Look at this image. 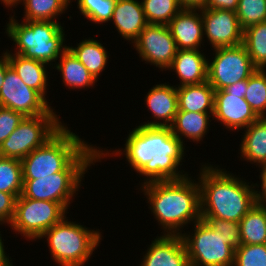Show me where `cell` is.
Masks as SVG:
<instances>
[{"label":"cell","instance_id":"2e32d148","mask_svg":"<svg viewBox=\"0 0 266 266\" xmlns=\"http://www.w3.org/2000/svg\"><path fill=\"white\" fill-rule=\"evenodd\" d=\"M153 239L138 266H190L181 235L157 234Z\"/></svg>","mask_w":266,"mask_h":266},{"label":"cell","instance_id":"484cf974","mask_svg":"<svg viewBox=\"0 0 266 266\" xmlns=\"http://www.w3.org/2000/svg\"><path fill=\"white\" fill-rule=\"evenodd\" d=\"M68 49L98 81L101 73L108 67L109 56L111 57V54L103 46L102 42L92 37H88V39L83 38L76 46H72L71 43Z\"/></svg>","mask_w":266,"mask_h":266},{"label":"cell","instance_id":"1f68e13d","mask_svg":"<svg viewBox=\"0 0 266 266\" xmlns=\"http://www.w3.org/2000/svg\"><path fill=\"white\" fill-rule=\"evenodd\" d=\"M72 2H76L83 19L104 26L111 21L117 0H71Z\"/></svg>","mask_w":266,"mask_h":266},{"label":"cell","instance_id":"cb8c5ba5","mask_svg":"<svg viewBox=\"0 0 266 266\" xmlns=\"http://www.w3.org/2000/svg\"><path fill=\"white\" fill-rule=\"evenodd\" d=\"M58 61L54 64L52 70L55 69V71L61 72L60 77L64 87L75 91L86 90L90 87L95 88L94 86L98 81L68 48L61 54Z\"/></svg>","mask_w":266,"mask_h":266},{"label":"cell","instance_id":"f35d334b","mask_svg":"<svg viewBox=\"0 0 266 266\" xmlns=\"http://www.w3.org/2000/svg\"><path fill=\"white\" fill-rule=\"evenodd\" d=\"M260 175L258 176L260 179V184L255 183L254 186V194H255V202L256 204L266 206V165L258 167ZM261 187V189H258ZM257 188V189H256Z\"/></svg>","mask_w":266,"mask_h":266},{"label":"cell","instance_id":"f6af8a7d","mask_svg":"<svg viewBox=\"0 0 266 266\" xmlns=\"http://www.w3.org/2000/svg\"><path fill=\"white\" fill-rule=\"evenodd\" d=\"M0 4H3L5 6V8L7 7V9L10 11H13V8L16 7L18 0H0Z\"/></svg>","mask_w":266,"mask_h":266},{"label":"cell","instance_id":"83f0119b","mask_svg":"<svg viewBox=\"0 0 266 266\" xmlns=\"http://www.w3.org/2000/svg\"><path fill=\"white\" fill-rule=\"evenodd\" d=\"M241 244H266V206L255 204L239 222Z\"/></svg>","mask_w":266,"mask_h":266},{"label":"cell","instance_id":"5bb4252c","mask_svg":"<svg viewBox=\"0 0 266 266\" xmlns=\"http://www.w3.org/2000/svg\"><path fill=\"white\" fill-rule=\"evenodd\" d=\"M201 16L204 25V42H207L211 49L243 44L244 30L235 11L202 8Z\"/></svg>","mask_w":266,"mask_h":266},{"label":"cell","instance_id":"60d3db41","mask_svg":"<svg viewBox=\"0 0 266 266\" xmlns=\"http://www.w3.org/2000/svg\"><path fill=\"white\" fill-rule=\"evenodd\" d=\"M1 225V224H0ZM4 239H2V234L0 231V266H15L13 265L14 260H12L10 254L5 251V246H4Z\"/></svg>","mask_w":266,"mask_h":266},{"label":"cell","instance_id":"d6986e66","mask_svg":"<svg viewBox=\"0 0 266 266\" xmlns=\"http://www.w3.org/2000/svg\"><path fill=\"white\" fill-rule=\"evenodd\" d=\"M118 34L127 40L131 47L142 30L148 25L142 3L139 0H117L111 21Z\"/></svg>","mask_w":266,"mask_h":266},{"label":"cell","instance_id":"8992f818","mask_svg":"<svg viewBox=\"0 0 266 266\" xmlns=\"http://www.w3.org/2000/svg\"><path fill=\"white\" fill-rule=\"evenodd\" d=\"M67 215L38 239H46L51 259L59 266H84L100 246L102 232L69 221ZM82 224V225H81ZM94 252V253H93Z\"/></svg>","mask_w":266,"mask_h":266},{"label":"cell","instance_id":"7c38bea8","mask_svg":"<svg viewBox=\"0 0 266 266\" xmlns=\"http://www.w3.org/2000/svg\"><path fill=\"white\" fill-rule=\"evenodd\" d=\"M39 92L28 87L10 66L0 89V106L22 113L25 117L42 114H57Z\"/></svg>","mask_w":266,"mask_h":266},{"label":"cell","instance_id":"603a6c76","mask_svg":"<svg viewBox=\"0 0 266 266\" xmlns=\"http://www.w3.org/2000/svg\"><path fill=\"white\" fill-rule=\"evenodd\" d=\"M213 113L188 112L178 110L173 124L172 133L184 144V140L202 144L204 137L209 133ZM186 138V139H185ZM192 140V141H191Z\"/></svg>","mask_w":266,"mask_h":266},{"label":"cell","instance_id":"ab89813d","mask_svg":"<svg viewBox=\"0 0 266 266\" xmlns=\"http://www.w3.org/2000/svg\"><path fill=\"white\" fill-rule=\"evenodd\" d=\"M239 0H207V9H222L236 11Z\"/></svg>","mask_w":266,"mask_h":266},{"label":"cell","instance_id":"7402d4cb","mask_svg":"<svg viewBox=\"0 0 266 266\" xmlns=\"http://www.w3.org/2000/svg\"><path fill=\"white\" fill-rule=\"evenodd\" d=\"M239 144L241 161L254 164L257 168L266 165V117H260L244 128Z\"/></svg>","mask_w":266,"mask_h":266},{"label":"cell","instance_id":"ee69618b","mask_svg":"<svg viewBox=\"0 0 266 266\" xmlns=\"http://www.w3.org/2000/svg\"><path fill=\"white\" fill-rule=\"evenodd\" d=\"M247 84H248V79H244L236 82L233 85L227 86L226 88H224V90L226 92L242 93L245 96V93L247 91Z\"/></svg>","mask_w":266,"mask_h":266},{"label":"cell","instance_id":"7bdbcfd3","mask_svg":"<svg viewBox=\"0 0 266 266\" xmlns=\"http://www.w3.org/2000/svg\"><path fill=\"white\" fill-rule=\"evenodd\" d=\"M183 8L202 9L206 7L207 0H178Z\"/></svg>","mask_w":266,"mask_h":266},{"label":"cell","instance_id":"d590c367","mask_svg":"<svg viewBox=\"0 0 266 266\" xmlns=\"http://www.w3.org/2000/svg\"><path fill=\"white\" fill-rule=\"evenodd\" d=\"M202 220L206 221L214 231L222 234L235 249L241 244L239 222L220 219Z\"/></svg>","mask_w":266,"mask_h":266},{"label":"cell","instance_id":"836d02e7","mask_svg":"<svg viewBox=\"0 0 266 266\" xmlns=\"http://www.w3.org/2000/svg\"><path fill=\"white\" fill-rule=\"evenodd\" d=\"M241 28L262 23L266 18V0H239L236 9Z\"/></svg>","mask_w":266,"mask_h":266},{"label":"cell","instance_id":"30bf717a","mask_svg":"<svg viewBox=\"0 0 266 266\" xmlns=\"http://www.w3.org/2000/svg\"><path fill=\"white\" fill-rule=\"evenodd\" d=\"M58 114L25 117L0 145V156L22 160L42 146L65 123Z\"/></svg>","mask_w":266,"mask_h":266},{"label":"cell","instance_id":"b9f144b4","mask_svg":"<svg viewBox=\"0 0 266 266\" xmlns=\"http://www.w3.org/2000/svg\"><path fill=\"white\" fill-rule=\"evenodd\" d=\"M0 89L4 81L5 72L10 67L9 60L7 57V49L3 50L0 54Z\"/></svg>","mask_w":266,"mask_h":266},{"label":"cell","instance_id":"6da1fadb","mask_svg":"<svg viewBox=\"0 0 266 266\" xmlns=\"http://www.w3.org/2000/svg\"><path fill=\"white\" fill-rule=\"evenodd\" d=\"M127 135L122 148L108 150L99 147V162L107 157L120 158L124 155L130 170L132 168L131 171H135L138 177L143 176V180H140L143 182L138 185L180 180L191 175L181 168L185 162L186 146L170 127L138 125L129 130Z\"/></svg>","mask_w":266,"mask_h":266},{"label":"cell","instance_id":"e575fe53","mask_svg":"<svg viewBox=\"0 0 266 266\" xmlns=\"http://www.w3.org/2000/svg\"><path fill=\"white\" fill-rule=\"evenodd\" d=\"M233 266H266V244H240L235 249Z\"/></svg>","mask_w":266,"mask_h":266},{"label":"cell","instance_id":"9c48e42d","mask_svg":"<svg viewBox=\"0 0 266 266\" xmlns=\"http://www.w3.org/2000/svg\"><path fill=\"white\" fill-rule=\"evenodd\" d=\"M67 210L54 201H39L20 195L16 199L15 213L11 223V232L21 235L27 241H37L48 229L59 223Z\"/></svg>","mask_w":266,"mask_h":266},{"label":"cell","instance_id":"9a60e30c","mask_svg":"<svg viewBox=\"0 0 266 266\" xmlns=\"http://www.w3.org/2000/svg\"><path fill=\"white\" fill-rule=\"evenodd\" d=\"M259 117L251 109L242 93L226 92L224 89L215 91L214 122L228 131L239 132L255 122Z\"/></svg>","mask_w":266,"mask_h":266},{"label":"cell","instance_id":"ba28073f","mask_svg":"<svg viewBox=\"0 0 266 266\" xmlns=\"http://www.w3.org/2000/svg\"><path fill=\"white\" fill-rule=\"evenodd\" d=\"M192 226V231L181 234L190 266H233L235 248L222 234L202 219Z\"/></svg>","mask_w":266,"mask_h":266},{"label":"cell","instance_id":"ffe728a7","mask_svg":"<svg viewBox=\"0 0 266 266\" xmlns=\"http://www.w3.org/2000/svg\"><path fill=\"white\" fill-rule=\"evenodd\" d=\"M204 50H177L172 64L167 69L177 75L179 83L176 87L207 81L208 55L206 57Z\"/></svg>","mask_w":266,"mask_h":266},{"label":"cell","instance_id":"74e56055","mask_svg":"<svg viewBox=\"0 0 266 266\" xmlns=\"http://www.w3.org/2000/svg\"><path fill=\"white\" fill-rule=\"evenodd\" d=\"M17 197L14 194L0 192V224L8 226L15 213Z\"/></svg>","mask_w":266,"mask_h":266},{"label":"cell","instance_id":"f546056e","mask_svg":"<svg viewBox=\"0 0 266 266\" xmlns=\"http://www.w3.org/2000/svg\"><path fill=\"white\" fill-rule=\"evenodd\" d=\"M148 24L168 25L183 9L178 0H141Z\"/></svg>","mask_w":266,"mask_h":266},{"label":"cell","instance_id":"f1b7e54d","mask_svg":"<svg viewBox=\"0 0 266 266\" xmlns=\"http://www.w3.org/2000/svg\"><path fill=\"white\" fill-rule=\"evenodd\" d=\"M243 45L254 66L266 70V23H258L244 29Z\"/></svg>","mask_w":266,"mask_h":266},{"label":"cell","instance_id":"e0dca14e","mask_svg":"<svg viewBox=\"0 0 266 266\" xmlns=\"http://www.w3.org/2000/svg\"><path fill=\"white\" fill-rule=\"evenodd\" d=\"M169 82L157 83L145 95V104L151 113V121L139 125L170 127L178 112L177 87Z\"/></svg>","mask_w":266,"mask_h":266},{"label":"cell","instance_id":"7a4b0ae2","mask_svg":"<svg viewBox=\"0 0 266 266\" xmlns=\"http://www.w3.org/2000/svg\"><path fill=\"white\" fill-rule=\"evenodd\" d=\"M194 178V179H193ZM161 235H181L184 227L201 220L200 185L195 177L139 185Z\"/></svg>","mask_w":266,"mask_h":266},{"label":"cell","instance_id":"4dcf8cb0","mask_svg":"<svg viewBox=\"0 0 266 266\" xmlns=\"http://www.w3.org/2000/svg\"><path fill=\"white\" fill-rule=\"evenodd\" d=\"M23 190L21 160L0 156V192L14 194L17 198Z\"/></svg>","mask_w":266,"mask_h":266},{"label":"cell","instance_id":"d6a6232c","mask_svg":"<svg viewBox=\"0 0 266 266\" xmlns=\"http://www.w3.org/2000/svg\"><path fill=\"white\" fill-rule=\"evenodd\" d=\"M244 99L259 118L266 117V70L258 69L248 78Z\"/></svg>","mask_w":266,"mask_h":266},{"label":"cell","instance_id":"44dd1931","mask_svg":"<svg viewBox=\"0 0 266 266\" xmlns=\"http://www.w3.org/2000/svg\"><path fill=\"white\" fill-rule=\"evenodd\" d=\"M7 57L10 66L18 74L20 79L28 87L39 92L49 102V99H47L48 85L50 84L48 70H52V67L43 62L11 53L9 49H7Z\"/></svg>","mask_w":266,"mask_h":266},{"label":"cell","instance_id":"52a82bcc","mask_svg":"<svg viewBox=\"0 0 266 266\" xmlns=\"http://www.w3.org/2000/svg\"><path fill=\"white\" fill-rule=\"evenodd\" d=\"M64 124L42 146L21 160L23 180H35L62 171L87 145Z\"/></svg>","mask_w":266,"mask_h":266},{"label":"cell","instance_id":"8fae6325","mask_svg":"<svg viewBox=\"0 0 266 266\" xmlns=\"http://www.w3.org/2000/svg\"><path fill=\"white\" fill-rule=\"evenodd\" d=\"M211 50L214 53L212 59L208 58L207 81L215 91L248 79L258 70L243 44Z\"/></svg>","mask_w":266,"mask_h":266},{"label":"cell","instance_id":"8d00e7d4","mask_svg":"<svg viewBox=\"0 0 266 266\" xmlns=\"http://www.w3.org/2000/svg\"><path fill=\"white\" fill-rule=\"evenodd\" d=\"M25 116L10 108L0 106V145L17 128Z\"/></svg>","mask_w":266,"mask_h":266},{"label":"cell","instance_id":"5b68a950","mask_svg":"<svg viewBox=\"0 0 266 266\" xmlns=\"http://www.w3.org/2000/svg\"><path fill=\"white\" fill-rule=\"evenodd\" d=\"M96 162H99V145L89 143L62 171L35 180H23L21 195L60 203L68 211L84 184V175Z\"/></svg>","mask_w":266,"mask_h":266},{"label":"cell","instance_id":"277c9868","mask_svg":"<svg viewBox=\"0 0 266 266\" xmlns=\"http://www.w3.org/2000/svg\"><path fill=\"white\" fill-rule=\"evenodd\" d=\"M14 12V13H13ZM6 22L5 35L15 45L11 53L43 62L53 67L68 48L64 23L54 21H23L15 19V11ZM63 25V26H62ZM52 65V66H51Z\"/></svg>","mask_w":266,"mask_h":266},{"label":"cell","instance_id":"ac0fdd59","mask_svg":"<svg viewBox=\"0 0 266 266\" xmlns=\"http://www.w3.org/2000/svg\"><path fill=\"white\" fill-rule=\"evenodd\" d=\"M168 27L178 50H202L206 47L201 9L183 8Z\"/></svg>","mask_w":266,"mask_h":266},{"label":"cell","instance_id":"d4e9b609","mask_svg":"<svg viewBox=\"0 0 266 266\" xmlns=\"http://www.w3.org/2000/svg\"><path fill=\"white\" fill-rule=\"evenodd\" d=\"M178 110L214 113L215 89L208 81L177 87Z\"/></svg>","mask_w":266,"mask_h":266},{"label":"cell","instance_id":"3957f363","mask_svg":"<svg viewBox=\"0 0 266 266\" xmlns=\"http://www.w3.org/2000/svg\"><path fill=\"white\" fill-rule=\"evenodd\" d=\"M200 164L196 180L200 185L201 219L240 222L256 204L254 183L220 165Z\"/></svg>","mask_w":266,"mask_h":266},{"label":"cell","instance_id":"4316f807","mask_svg":"<svg viewBox=\"0 0 266 266\" xmlns=\"http://www.w3.org/2000/svg\"><path fill=\"white\" fill-rule=\"evenodd\" d=\"M19 4L24 6L23 21L60 22L57 19L69 10V5L73 6L71 0H18L15 8Z\"/></svg>","mask_w":266,"mask_h":266},{"label":"cell","instance_id":"4fadbf2b","mask_svg":"<svg viewBox=\"0 0 266 266\" xmlns=\"http://www.w3.org/2000/svg\"><path fill=\"white\" fill-rule=\"evenodd\" d=\"M132 45L142 62L160 72L167 71L178 50L168 25L148 24Z\"/></svg>","mask_w":266,"mask_h":266}]
</instances>
